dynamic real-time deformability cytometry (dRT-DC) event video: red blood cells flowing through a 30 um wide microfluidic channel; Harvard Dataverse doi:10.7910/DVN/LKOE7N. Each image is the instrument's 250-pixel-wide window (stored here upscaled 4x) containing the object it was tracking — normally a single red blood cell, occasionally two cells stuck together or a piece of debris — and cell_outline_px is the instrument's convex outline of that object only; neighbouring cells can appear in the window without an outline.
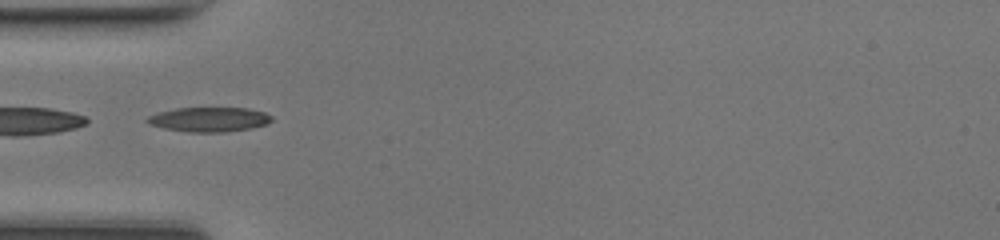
{"species": "common noctule bat (a hibernating species)", "species_latin": "Nyctalus noctula", "temperature_condition": "room temperature", "stored_images_in_passage": 30, "camera_frame_rate_fps": 3000, "um_per_image_px": 0.085, "animal": {"sex": "female", "body_mass_g": 17.0, "forearm_length_mm": 48.0}, "frame": {"image": 1, "passage_image": 1, "time_ms": 0.0, "image_size_px": [1000, 240], "cell_outline_px": [[272, 120], [268, 124], [252, 128], [224, 132], [188, 132], [164, 128], [148, 124], [144, 120], [148, 116], [160, 112], [176, 108], [248, 108], [264, 112], [272, 116]], "centroid_in_image_um": [17.78, 10.15], "position_along_channel_um": 67.2, "area_um2": 17.86}}
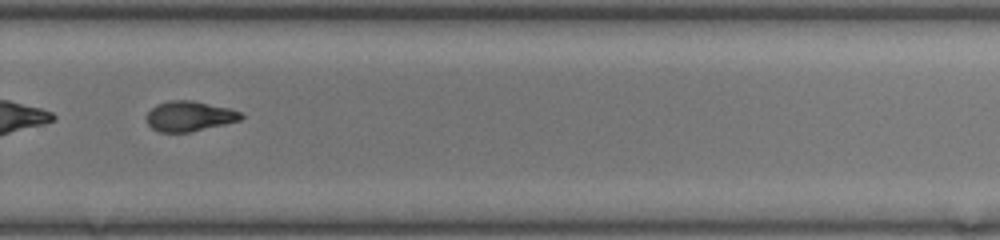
{"frame": {"image": 2, "passage_image": 18, "time_ms": 5.667, "image_size_px": [1000, 240], "cell_outline_px": [[244, 116], [240, 120], [224, 124], [188, 132], [160, 132], [152, 128], [148, 124], [148, 112], [156, 104], [168, 100], [192, 100], [228, 108], [240, 112]], "centroid_in_image_um": [16.09, 9.86], "position_along_channel_um": 313.7, "area_um2": 16.36}, "authors_computed_cell_mechanics": {"area_um2": 16.8198, "velocity_mm_per_s": 4.3481, "shape_relaxation_time_tau1_ms": 6.5494, "shape_relaxation_time_tau2_ms": 2.2685, "deformation_change_tau1": 0.2085, "deformation_change_tau2": 0.0918}}